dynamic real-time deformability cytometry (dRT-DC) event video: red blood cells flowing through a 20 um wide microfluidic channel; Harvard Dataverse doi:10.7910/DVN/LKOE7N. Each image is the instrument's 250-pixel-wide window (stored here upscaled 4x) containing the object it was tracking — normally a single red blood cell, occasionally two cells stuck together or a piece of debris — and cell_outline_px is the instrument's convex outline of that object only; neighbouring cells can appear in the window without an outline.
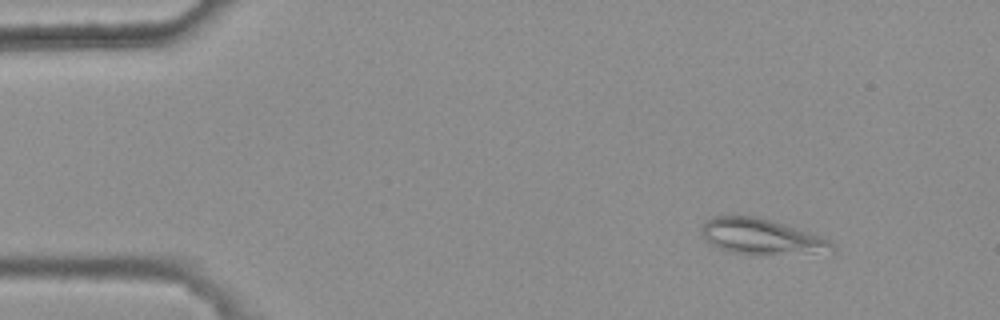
{"species": "common noctule bat (a hibernating species)", "species_latin": "Nyctalus noctula", "temperature_condition": "warm", "stored_images_in_passage": 4, "camera_frame_rate_fps": 3000, "um_per_image_px": 0.085, "animal": {"sex": "female", "body_mass_g": 25.1}, "frame": {"image": 1, "passage_image": 1, "time_ms": 0.0, "image_size_px": [1000, 320], "cell_outline_px": [[836, 252], [832, 256], [756, 256], [728, 252], [716, 248], [704, 240], [700, 228], [712, 216], [752, 216], [784, 224], [824, 236], [836, 244]], "centroid_in_image_um": [64.92, 20.22], "position_along_channel_um": 20.1, "area_um2": 29.07}}